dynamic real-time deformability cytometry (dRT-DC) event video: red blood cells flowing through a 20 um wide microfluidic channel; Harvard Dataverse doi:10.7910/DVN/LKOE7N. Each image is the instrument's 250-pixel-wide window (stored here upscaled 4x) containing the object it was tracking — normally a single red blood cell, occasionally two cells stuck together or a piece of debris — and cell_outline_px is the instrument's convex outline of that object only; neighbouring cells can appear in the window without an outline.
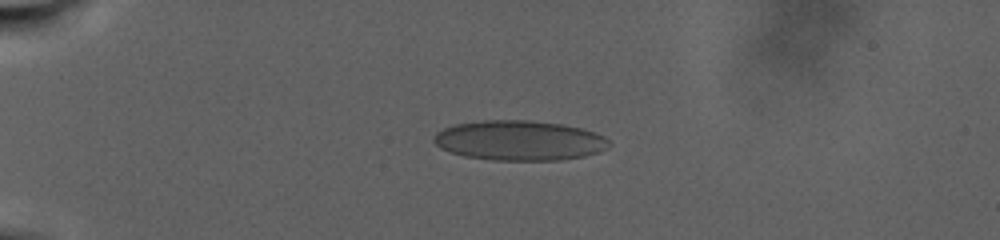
{"species": "human", "species_latin": "Homo sapiens", "temperature_condition": "warm", "stored_images_in_passage": 37, "camera_frame_rate_fps": 3000, "um_per_image_px": 0.085, "donor": {"sex": "male"}, "frame": {"image": 1, "passage_image": 1, "time_ms": 0.0, "image_size_px": [1000, 240], "cell_outline_px": [[612, 144], [608, 148], [600, 152], [584, 156], [560, 160], [492, 160], [464, 156], [440, 148], [432, 140], [436, 132], [444, 128], [456, 124], [484, 120], [528, 120], [560, 124], [580, 128], [604, 136]], "centroid_in_image_um": [44.15, 11.94], "position_along_channel_um": 40.9, "area_um2": 40.75}}
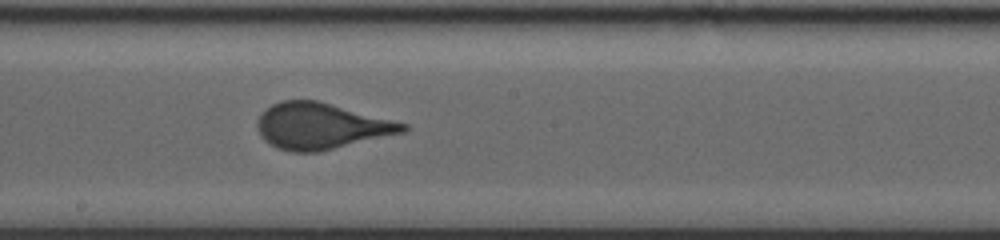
{"frame": {"image": 2, "passage_image": 16, "time_ms": 10.667, "image_size_px": [1000, 240], "cell_outline_px": [[408, 128], [404, 132], [320, 152], [292, 152], [276, 148], [268, 144], [260, 136], [256, 124], [256, 120], [272, 104], [284, 100], [316, 100], [408, 124]], "centroid_in_image_um": [27.26, 10.73], "position_along_channel_um": 220.9, "area_um2": 38.96}}
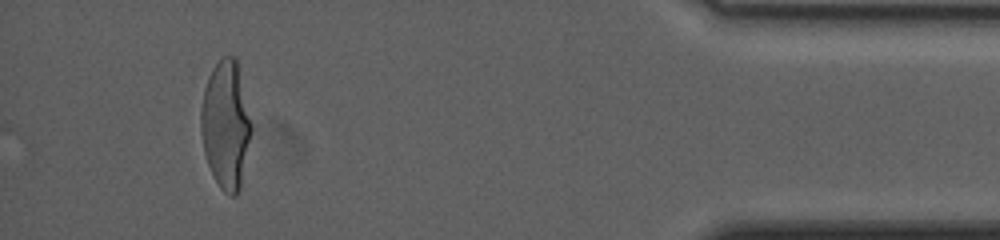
{"frame": {"image": 3, "passage_image": 32, "time_ms": 21.667, "image_size_px": [1000, 240], "cell_outline_px": [[252, 128], [240, 188], [236, 196], [228, 196], [220, 188], [208, 164], [204, 152], [200, 132], [200, 112], [204, 88], [208, 76], [212, 68], [224, 56], [236, 56], [252, 124]], "centroid_in_image_um": [19.18, 10.6], "position_along_channel_um": 416.0, "area_um2": 37.63}, "authors_computed_cell_mechanics": {"area_um2": 38.437, "velocity_mm_per_s": 2.2233, "shape_relaxation_time_tau1_ms": 8.7823, "shape_relaxation_time_tau2_ms": null, "deformation_change_tau1": 0.2301, "deformation_change_tau2": null}}